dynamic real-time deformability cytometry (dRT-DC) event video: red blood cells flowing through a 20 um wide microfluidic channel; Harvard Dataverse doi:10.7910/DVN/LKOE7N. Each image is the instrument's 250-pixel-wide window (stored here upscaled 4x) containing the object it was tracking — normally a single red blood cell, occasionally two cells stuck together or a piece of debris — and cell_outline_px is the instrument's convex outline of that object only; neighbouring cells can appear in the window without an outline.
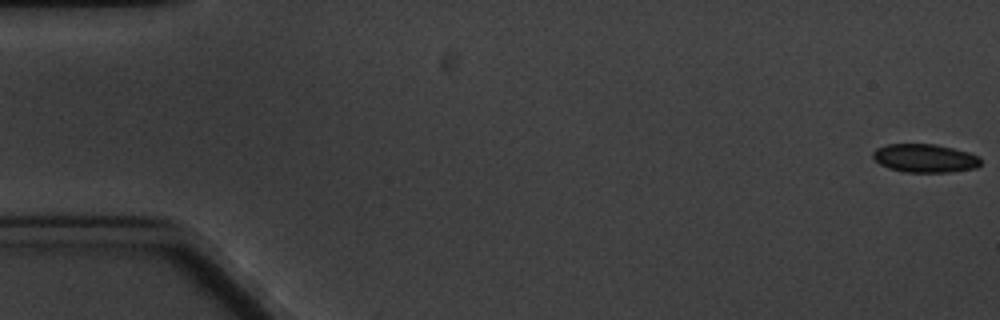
{"species": "common noctule bat (a hibernating species)", "species_latin": "Nyctalus noctula", "temperature_condition": "cold", "stored_images_in_passage": 7, "camera_frame_rate_fps": 3000, "um_per_image_px": 0.085, "animal": {"sex": "male", "body_mass_g": 20.1, "forearm_length_mm": 53.5}, "frame": {"image": 1, "passage_image": 1, "time_ms": 0.0, "image_size_px": [1000, 320], "cell_outline_px": [[980, 164], [976, 168], [952, 172], [904, 172], [888, 168], [880, 164], [872, 156], [872, 152], [876, 148], [888, 144], [936, 144], [968, 152], [976, 156], [980, 160]], "centroid_in_image_um": [78.59, 13.45], "position_along_channel_um": 6.4, "area_um2": 17.8}}